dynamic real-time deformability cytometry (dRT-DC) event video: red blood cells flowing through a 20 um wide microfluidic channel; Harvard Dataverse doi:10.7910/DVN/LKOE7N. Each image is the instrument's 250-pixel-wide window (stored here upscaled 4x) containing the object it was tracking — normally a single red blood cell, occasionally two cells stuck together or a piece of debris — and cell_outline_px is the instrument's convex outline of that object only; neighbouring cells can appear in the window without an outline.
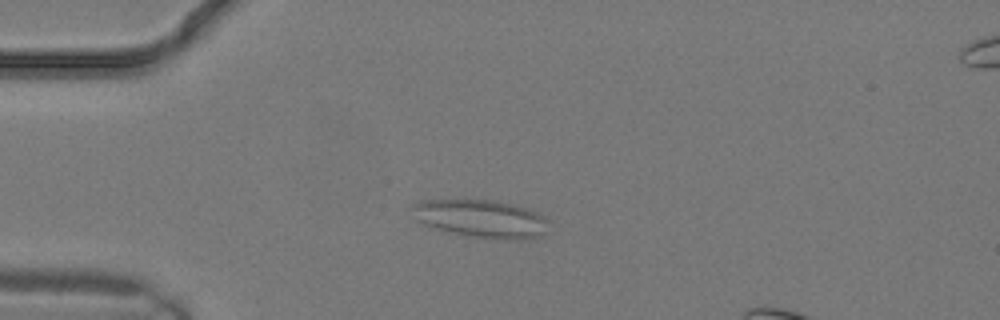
{"species": "common noctule bat (a hibernating species)", "species_latin": "Nyctalus noctula", "temperature_condition": "warm", "stored_images_in_passage": 10, "camera_frame_rate_fps": 3000, "um_per_image_px": 0.085, "animal": {"sex": "male", "body_mass_g": 19.2, "forearm_length_mm": 51.8}, "frame": {"image": 1, "passage_image": 7, "time_ms": 2.0, "image_size_px": [1000, 320], "cell_outline_px": [[548, 220], [544, 232], [540, 236], [524, 240], [496, 240], [472, 236], [436, 228], [424, 224], [416, 220], [408, 204], [424, 200], [496, 200], [532, 208]], "centroid_in_image_um": [40.91, 18.57], "position_along_channel_um": 44.1, "area_um2": 30.46}}